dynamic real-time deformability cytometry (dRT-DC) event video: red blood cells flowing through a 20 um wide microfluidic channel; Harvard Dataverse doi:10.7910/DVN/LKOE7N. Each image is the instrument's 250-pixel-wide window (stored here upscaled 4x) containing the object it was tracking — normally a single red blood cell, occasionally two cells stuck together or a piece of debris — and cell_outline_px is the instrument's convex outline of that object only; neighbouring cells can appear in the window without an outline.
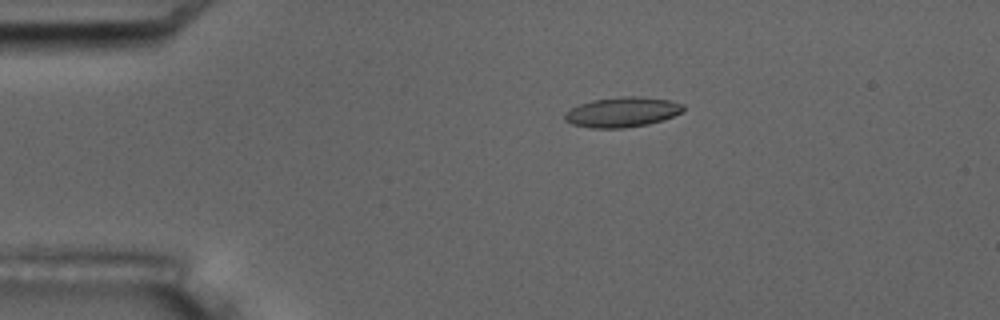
{"species": "common noctule bat (a hibernating species)", "species_latin": "Nyctalus noctula", "temperature_condition": "room temperature", "stored_images_in_passage": 6, "camera_frame_rate_fps": 3000, "um_per_image_px": 0.085, "animal": {"sex": "male", "body_mass_g": 17.5, "forearm_length_mm": 52.3}, "frame": {"image": 1, "passage_image": 4, "time_ms": 3.667, "image_size_px": [1000, 320], "cell_outline_px": [[684, 108], [680, 112], [672, 116], [648, 124], [624, 128], [592, 128], [572, 124], [564, 120], [564, 112], [580, 104], [592, 100], [624, 96], [640, 96], [668, 100], [684, 104]], "centroid_in_image_um": [52.85, 9.52], "position_along_channel_um": 32.1, "area_um2": 20.58}}